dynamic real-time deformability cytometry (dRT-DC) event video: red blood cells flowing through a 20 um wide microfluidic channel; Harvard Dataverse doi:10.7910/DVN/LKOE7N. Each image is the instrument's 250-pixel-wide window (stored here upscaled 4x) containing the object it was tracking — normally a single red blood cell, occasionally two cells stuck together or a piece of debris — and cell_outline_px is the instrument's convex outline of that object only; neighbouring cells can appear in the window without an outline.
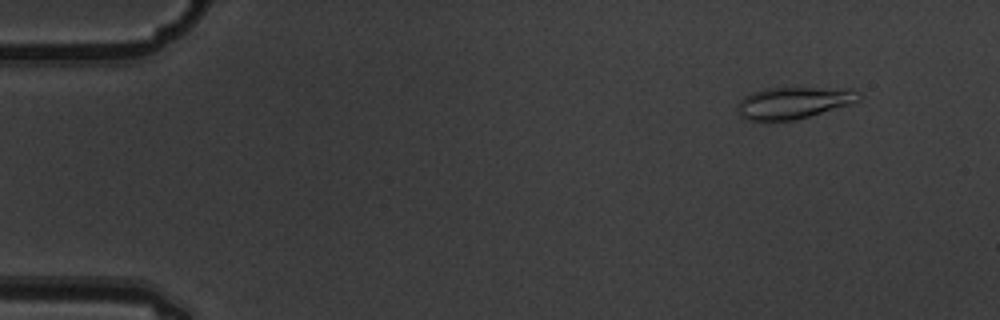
{"species": "common noctule bat (a hibernating species)", "species_latin": "Nyctalus noctula", "temperature_condition": "warm", "stored_images_in_passage": 5, "camera_frame_rate_fps": 3000, "um_per_image_px": 0.085, "animal": {"sex": "male", "body_mass_g": 19.5, "forearm_length_mm": 54.6}, "frame": {"image": 1, "passage_image": 2, "time_ms": 0.333, "image_size_px": [1000, 320], "cell_outline_px": [[860, 100], [852, 104], [796, 120], [748, 120], [740, 116], [736, 104], [744, 96], [752, 92], [764, 88], [852, 88], [860, 96]], "centroid_in_image_um": [67.46, 8.73], "position_along_channel_um": 17.5, "area_um2": 22.54}}